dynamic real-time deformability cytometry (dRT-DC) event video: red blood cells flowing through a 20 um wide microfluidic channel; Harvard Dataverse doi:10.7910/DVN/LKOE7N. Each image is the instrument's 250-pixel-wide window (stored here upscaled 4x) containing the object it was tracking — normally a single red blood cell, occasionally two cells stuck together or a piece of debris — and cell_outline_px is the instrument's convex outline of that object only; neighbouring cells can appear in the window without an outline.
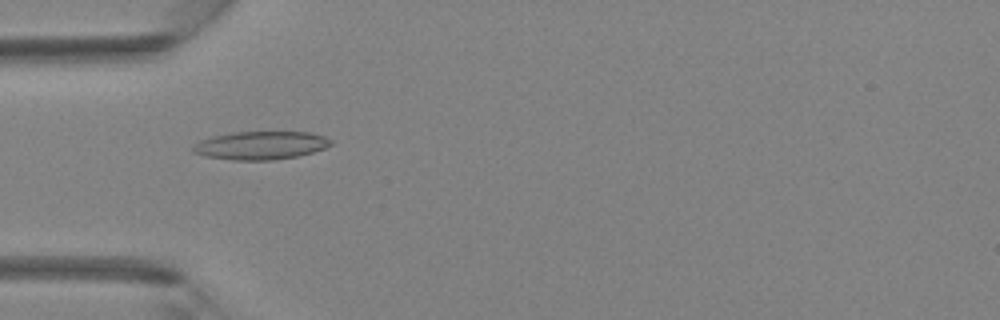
{"species": "Egyptian fruit bat (a non-hibernating species)", "species_latin": "Rousettus aegyptiacus", "temperature_condition": "room temperature", "stored_images_in_passage": 44, "camera_frame_rate_fps": 3000, "um_per_image_px": 0.085, "animal": {"sex": "female"}, "frame": {"image": 1, "passage_image": 14, "time_ms": 4.333, "image_size_px": [1000, 320], "cell_outline_px": [[332, 144], [324, 148], [312, 152], [296, 156], [272, 160], [232, 160], [204, 156], [192, 152], [192, 148], [200, 140], [212, 136], [232, 132], [312, 132], [324, 136], [332, 140]], "centroid_in_image_um": [22.15, 12.35], "position_along_channel_um": 62.9, "area_um2": 22.66}}
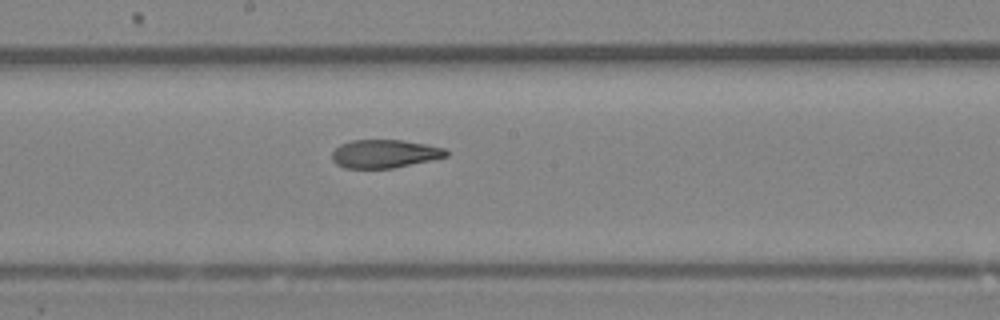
{"frame": {"image": 2, "passage_image": 24, "time_ms": 7.667, "image_size_px": [1000, 320], "cell_outline_px": [[448, 156], [432, 160], [392, 168], [344, 168], [336, 164], [332, 160], [332, 152], [340, 144], [352, 140], [404, 140], [428, 144], [444, 148], [448, 152]], "centroid_in_image_um": [32.69, 13.06], "position_along_channel_um": 215.5, "area_um2": 18.9}}
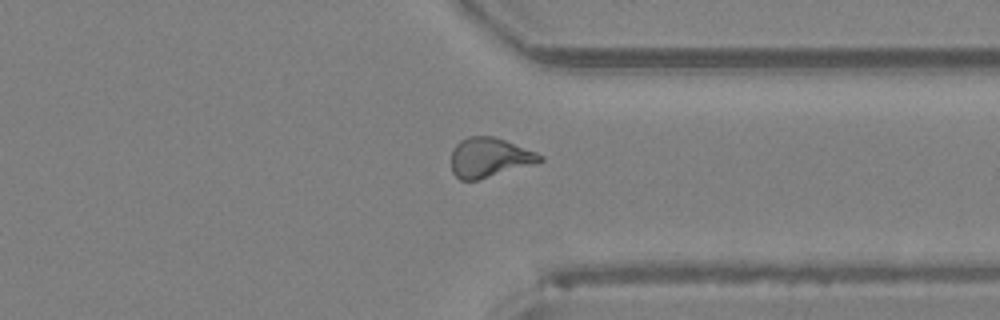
{"frame": {"image": 3, "passage_image": 34, "time_ms": 11.0, "image_size_px": [1000, 320], "cell_outline_px": [[544, 160], [536, 164], [476, 180], [460, 180], [452, 172], [452, 148], [460, 140], [468, 136], [492, 136], [504, 140], [536, 152], [544, 156]], "centroid_in_image_um": [41.6, 13.39], "position_along_channel_um": 369.8, "area_um2": 20.4}}